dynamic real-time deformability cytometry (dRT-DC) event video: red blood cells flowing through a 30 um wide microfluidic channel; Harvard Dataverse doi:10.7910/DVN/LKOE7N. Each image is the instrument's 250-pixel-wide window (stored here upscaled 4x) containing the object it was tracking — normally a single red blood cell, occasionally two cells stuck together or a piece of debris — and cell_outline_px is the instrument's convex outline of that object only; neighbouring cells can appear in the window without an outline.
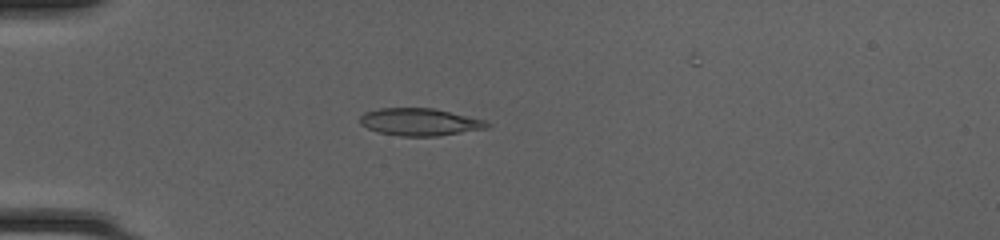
{"species": "common noctule bat (a hibernating species)", "species_latin": "Nyctalus noctula", "temperature_condition": "cold", "stored_images_in_passage": 46, "camera_frame_rate_fps": 3000, "um_per_image_px": 0.085, "animal": {"sex": "female", "body_mass_g": 20.0, "forearm_length_mm": 54.0}, "frame": {"image": 1, "passage_image": 16, "time_ms": 5.0, "image_size_px": [1000, 240], "cell_outline_px": [[492, 124], [488, 128], [440, 136], [400, 136], [380, 132], [368, 128], [360, 124], [360, 116], [364, 112], [380, 108], [432, 108], [484, 120]], "centroid_in_image_um": [35.68, 10.37], "position_along_channel_um": 49.3, "area_um2": 20.17}}
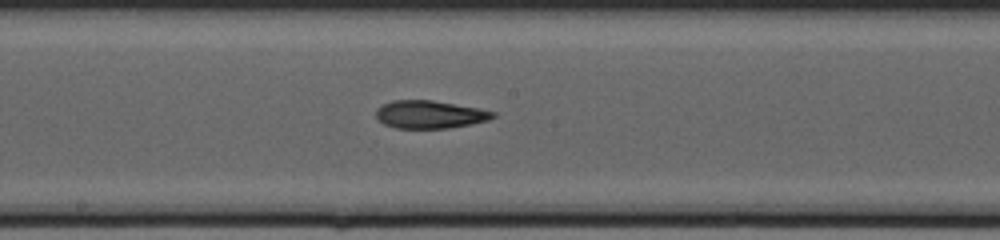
{"frame": {"image": 2, "passage_image": 29, "time_ms": 9.333, "image_size_px": [1000, 240], "cell_outline_px": [[496, 116], [488, 120], [472, 124], [448, 128], [396, 128], [384, 124], [376, 116], [376, 108], [392, 100], [432, 100], [476, 108], [496, 112]], "centroid_in_image_um": [36.52, 9.73], "position_along_channel_um": 211.7, "area_um2": 18.84}}
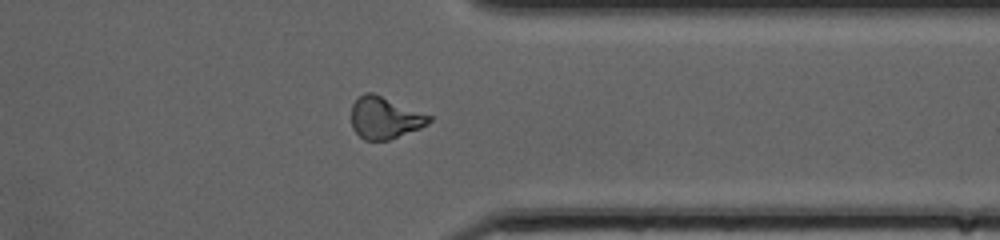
{"frame": {"image": 3, "passage_image": 41, "time_ms": 13.333, "image_size_px": [1000, 240], "cell_outline_px": [[432, 120], [428, 124], [420, 128], [388, 140], [364, 140], [352, 128], [352, 104], [364, 92], [372, 92], [432, 116]], "centroid_in_image_um": [32.7, 10.01], "position_along_channel_um": 378.7, "area_um2": 18.79}}